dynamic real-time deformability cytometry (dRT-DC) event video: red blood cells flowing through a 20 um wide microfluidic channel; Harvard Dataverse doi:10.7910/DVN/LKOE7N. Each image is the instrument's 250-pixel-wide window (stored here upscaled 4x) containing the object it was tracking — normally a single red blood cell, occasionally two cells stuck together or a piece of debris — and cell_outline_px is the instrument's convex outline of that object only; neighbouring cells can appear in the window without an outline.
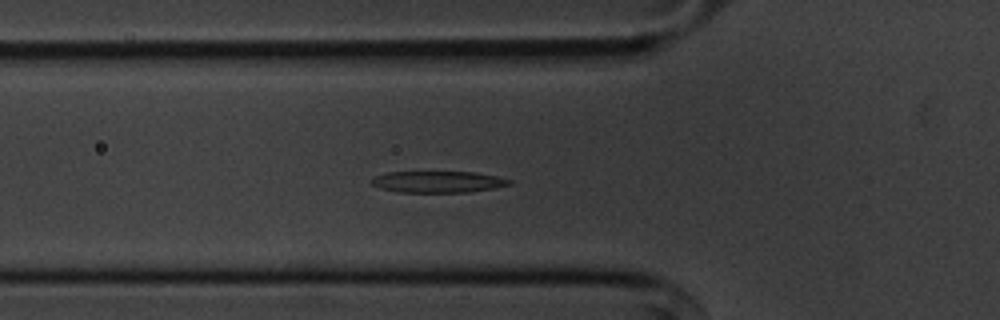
{"species": "common noctule bat (a hibernating species)", "species_latin": "Nyctalus noctula", "temperature_condition": "cold", "stored_images_in_passage": 48, "camera_frame_rate_fps": 3000, "um_per_image_px": 0.085, "animal": {"sex": "male", "body_mass_g": 20.1, "forearm_length_mm": 53.5}, "frame": {"image": 1, "passage_image": 12, "time_ms": 3.667, "image_size_px": [1000, 320], "cell_outline_px": [[512, 184], [496, 188], [472, 192], [396, 192], [380, 188], [372, 184], [372, 176], [388, 172], [476, 172], [496, 176], [512, 180]], "centroid_in_image_um": [37.25, 15.46], "position_along_channel_um": 88.6, "area_um2": 17.4}}
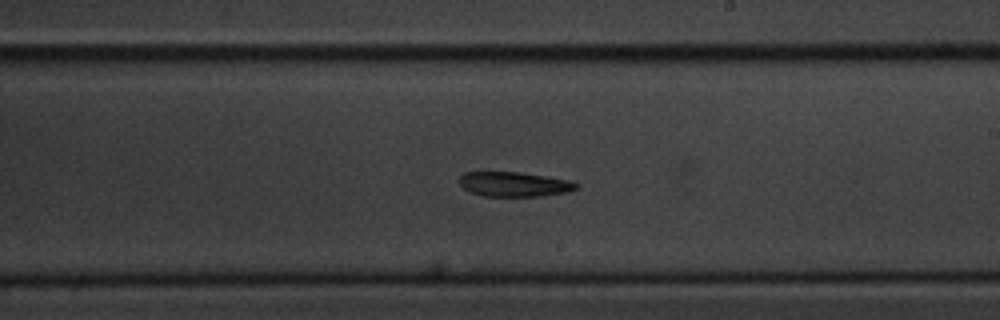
{"frame": {"image": 2, "passage_image": 25, "time_ms": 8.0, "image_size_px": [1000, 320], "cell_outline_px": [[580, 188], [568, 192], [544, 196], [484, 196], [468, 192], [460, 184], [460, 176], [464, 172], [520, 172], [548, 176], [572, 180], [580, 184]], "centroid_in_image_um": [43.78, 15.66], "position_along_channel_um": 245.2, "area_um2": 17.17}}
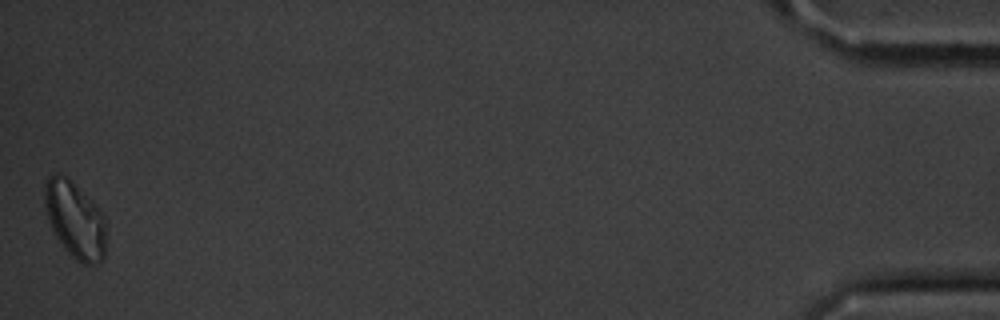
{"frame": {"image": 3, "passage_image": 48, "time_ms": 15.667, "image_size_px": [1000, 320], "cell_outline_px": [[104, 256], [100, 264], [84, 264], [76, 260], [64, 248], [56, 236], [48, 220], [44, 204], [44, 184], [48, 176], [52, 172], [60, 172], [68, 176], [92, 200], [104, 216]], "centroid_in_image_um": [6.34, 18.62], "position_along_channel_um": 428.9, "area_um2": 27.63}, "authors_computed_cell_mechanics": {"area_um2": 18.2359, "velocity_mm_per_s": 3.6106, "shape_relaxation_time_tau1_ms": 4.6118, "shape_relaxation_time_tau2_ms": null, "deformation_change_tau1": 0.1427, "deformation_change_tau2": null}}